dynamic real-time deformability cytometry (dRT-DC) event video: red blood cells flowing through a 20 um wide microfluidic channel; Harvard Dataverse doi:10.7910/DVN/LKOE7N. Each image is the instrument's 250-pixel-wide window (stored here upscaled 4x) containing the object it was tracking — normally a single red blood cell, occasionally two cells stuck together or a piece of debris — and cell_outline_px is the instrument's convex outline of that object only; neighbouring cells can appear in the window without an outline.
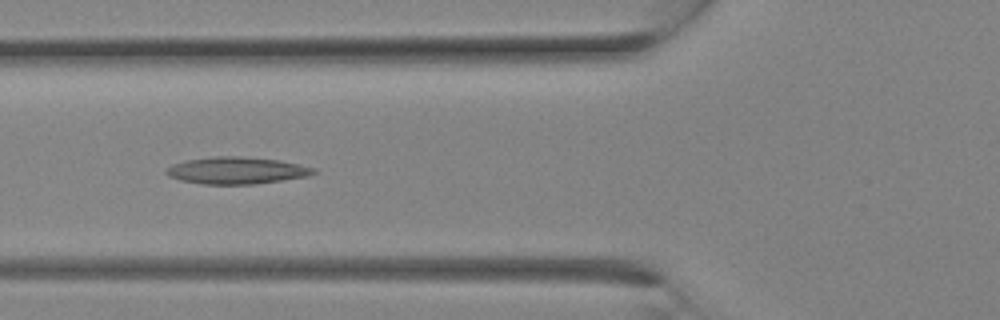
{"species": "Egyptian fruit bat (a non-hibernating species)", "species_latin": "Rousettus aegyptiacus", "temperature_condition": "room temperature", "stored_images_in_passage": 13, "camera_frame_rate_fps": 3000, "um_per_image_px": 0.085, "animal": {"sex": "female"}, "frame": {"image": 1, "passage_image": 10, "time_ms": 3.0, "image_size_px": [1000, 320], "cell_outline_px": [[320, 172], [308, 176], [256, 184], [204, 184], [180, 180], [168, 176], [164, 172], [172, 164], [184, 160], [216, 156], [240, 156], [280, 160], [316, 168]], "centroid_in_image_um": [20.13, 14.49], "position_along_channel_um": 105.7, "area_um2": 23.29}}
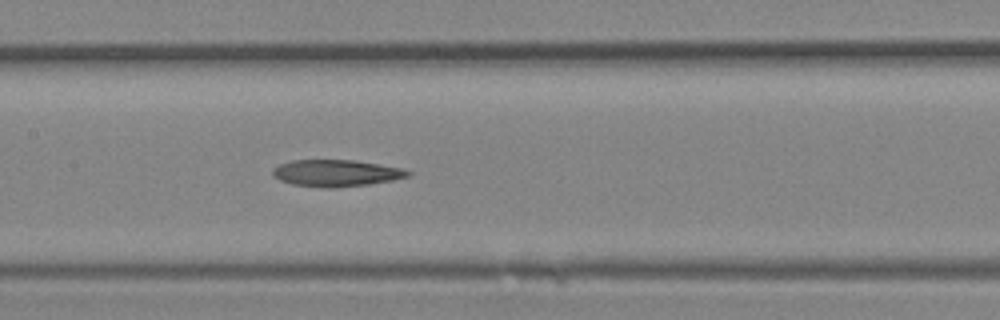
{"frame": {"image": 2, "passage_image": 13, "time_ms": 4.0, "image_size_px": [1000, 320], "cell_outline_px": [[412, 172], [408, 176], [392, 180], [368, 184], [292, 184], [280, 180], [272, 176], [272, 168], [280, 164], [292, 160], [356, 160], [404, 168]], "centroid_in_image_um": [28.6, 14.64], "position_along_channel_um": 178.8, "area_um2": 19.94}}